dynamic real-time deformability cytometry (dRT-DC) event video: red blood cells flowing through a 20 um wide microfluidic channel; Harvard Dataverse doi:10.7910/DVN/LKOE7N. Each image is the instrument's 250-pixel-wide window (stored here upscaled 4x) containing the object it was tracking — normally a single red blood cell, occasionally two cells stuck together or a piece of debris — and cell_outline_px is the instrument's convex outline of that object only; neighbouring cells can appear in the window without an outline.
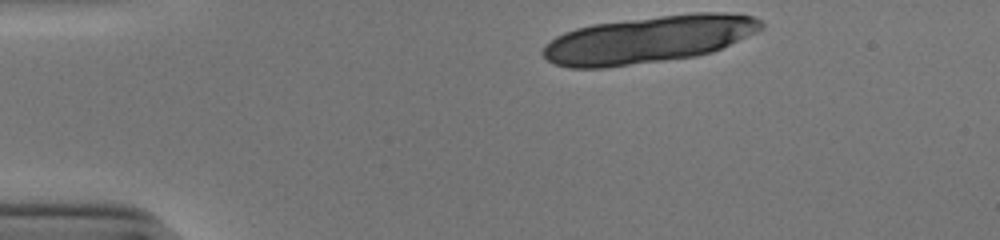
{"species": "human", "species_latin": "Homo sapiens", "temperature_condition": "cold", "stored_images_in_passage": 11, "camera_frame_rate_fps": 3000, "um_per_image_px": 0.085, "donor": {"sex": "male"}, "frame": {"image": 1, "passage_image": 1, "time_ms": 0.0, "image_size_px": [1000, 240], "cell_outline_px": [[764, 28], [756, 32], [712, 52], [696, 56], [604, 68], [568, 68], [556, 64], [548, 60], [540, 52], [544, 44], [556, 36], [564, 32], [576, 28], [592, 24], [660, 16], [696, 12], [724, 12], [752, 16], [760, 20], [764, 24]], "centroid_in_image_um": [55.11, 3.35], "position_along_channel_um": 29.9, "area_um2": 59.94}}